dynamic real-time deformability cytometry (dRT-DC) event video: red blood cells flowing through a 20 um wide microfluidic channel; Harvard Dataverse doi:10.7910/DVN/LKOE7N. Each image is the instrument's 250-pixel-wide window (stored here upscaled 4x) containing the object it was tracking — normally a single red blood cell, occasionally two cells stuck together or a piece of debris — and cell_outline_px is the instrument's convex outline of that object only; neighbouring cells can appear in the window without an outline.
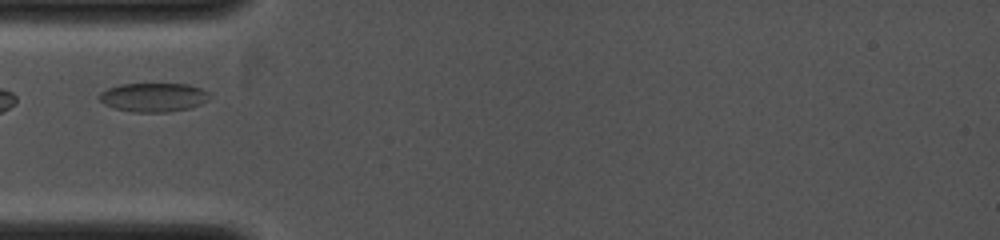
{"species": "common noctule bat (a hibernating species)", "species_latin": "Nyctalus noctula", "temperature_condition": "cold", "stored_images_in_passage": 20, "camera_frame_rate_fps": 4000, "um_per_image_px": 0.085, "animal": {"sex": "female", "body_mass_g": 19.0, "forearm_length_mm": 53.3}, "frame": {"image": 1, "passage_image": 1, "time_ms": 0.0, "image_size_px": [1000, 240], "cell_outline_px": [[208, 100], [192, 108], [168, 112], [132, 112], [116, 108], [104, 104], [100, 100], [100, 92], [108, 88], [120, 84], [188, 84], [200, 88], [208, 92]], "centroid_in_image_um": [13.05, 8.27], "position_along_channel_um": 71.9, "area_um2": 18.5}}
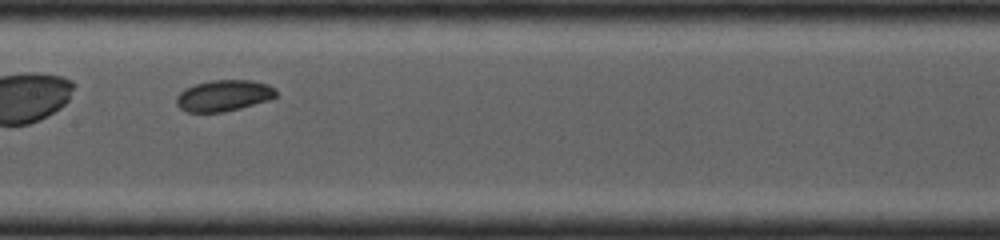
{"frame": {"image": 2, "passage_image": 7, "time_ms": 2.25, "image_size_px": [1000, 240], "cell_outline_px": [[276, 96], [272, 100], [224, 112], [188, 112], [180, 108], [176, 104], [176, 96], [184, 88], [196, 84], [212, 80], [248, 80], [268, 84], [276, 88]], "centroid_in_image_um": [19.03, 8.13], "position_along_channel_um": 188.4, "area_um2": 18.26}}
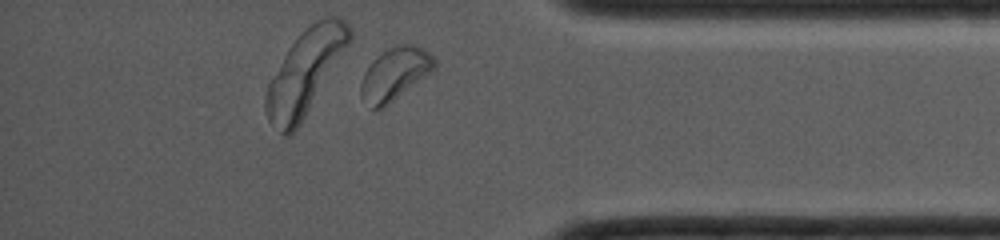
{"frame": {"image": 3, "passage_image": 19, "time_ms": 6.5, "image_size_px": [1000, 240], "cell_outline_px": [[436, 68], [384, 108], [372, 108], [360, 96], [360, 84], [364, 72], [372, 60], [376, 56], [396, 44], [412, 44], [428, 52], [436, 60]], "centroid_in_image_um": [33.54, 6.28], "position_along_channel_um": 401.7, "area_um2": 22.43}}